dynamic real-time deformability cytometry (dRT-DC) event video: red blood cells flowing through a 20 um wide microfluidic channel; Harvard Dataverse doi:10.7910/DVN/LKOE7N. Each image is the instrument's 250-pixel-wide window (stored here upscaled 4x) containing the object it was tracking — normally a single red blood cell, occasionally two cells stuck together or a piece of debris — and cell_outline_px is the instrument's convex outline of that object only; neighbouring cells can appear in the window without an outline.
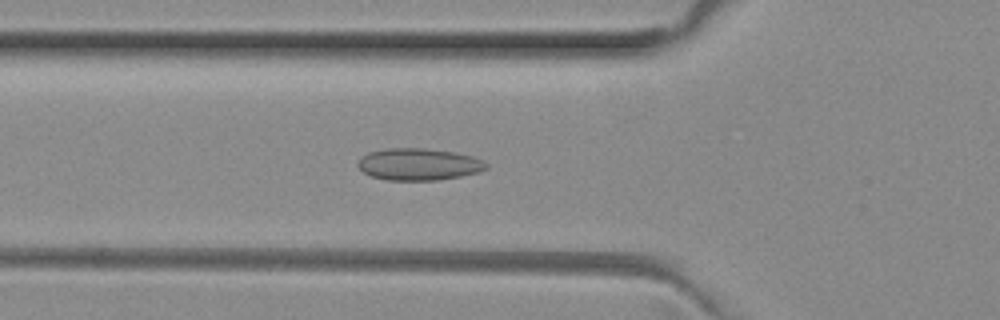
{"species": "common noctule bat (a hibernating species)", "species_latin": "Nyctalus noctula", "temperature_condition": "room temperature", "stored_images_in_passage": 40, "camera_frame_rate_fps": 3000, "um_per_image_px": 0.085, "animal": {"sex": "female", "body_mass_g": 29.2, "forearm_length_mm": 56.3}, "frame": {"image": 1, "passage_image": 9, "time_ms": 2.667, "image_size_px": [1000, 320], "cell_outline_px": [[488, 168], [480, 172], [460, 176], [436, 180], [384, 180], [372, 176], [364, 172], [356, 164], [368, 152], [388, 148], [424, 148], [452, 152], [472, 156], [484, 160], [488, 164]], "centroid_in_image_um": [35.62, 13.97], "position_along_channel_um": 90.2, "area_um2": 23.81}}
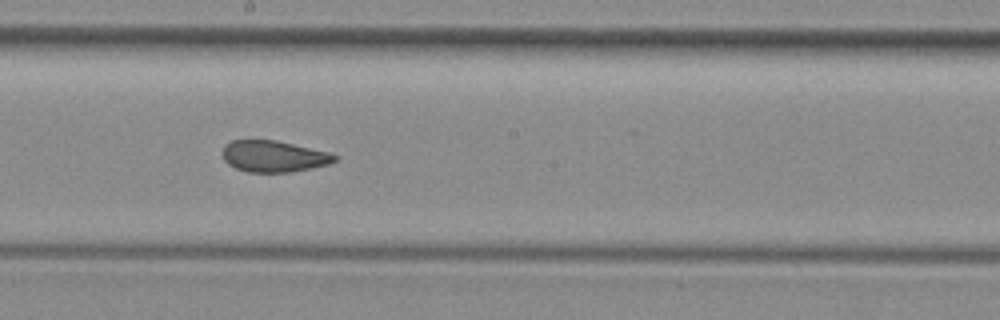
{"frame": {"image": 2, "passage_image": 19, "time_ms": 6.0, "image_size_px": [1000, 320], "cell_outline_px": [[340, 156], [336, 160], [328, 164], [312, 168], [292, 172], [248, 172], [236, 168], [228, 164], [224, 160], [224, 144], [232, 140], [276, 140], [328, 152]], "centroid_in_image_um": [23.28, 13.29], "position_along_channel_um": 224.9, "area_um2": 20.46}}
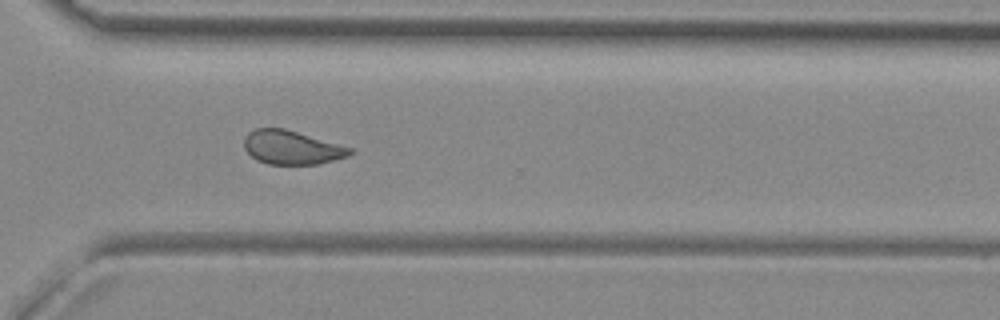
{"frame": {"image": 3, "passage_image": 28, "time_ms": 9.0, "image_size_px": [1000, 320], "cell_outline_px": [[352, 152], [348, 156], [316, 164], [268, 164], [256, 160], [244, 148], [244, 136], [248, 132], [256, 128], [284, 128], [352, 148]], "centroid_in_image_um": [24.75, 12.53], "position_along_channel_um": 345.9, "area_um2": 20.63}, "authors_computed_cell_mechanics": {"area_um2": 21.7906, "velocity_mm_per_s": 4.0313, "shape_relaxation_time_tau1_ms": null, "shape_relaxation_time_tau2_ms": 1.5661, "deformation_change_tau1": null, "deformation_change_tau2": 0.0722}}